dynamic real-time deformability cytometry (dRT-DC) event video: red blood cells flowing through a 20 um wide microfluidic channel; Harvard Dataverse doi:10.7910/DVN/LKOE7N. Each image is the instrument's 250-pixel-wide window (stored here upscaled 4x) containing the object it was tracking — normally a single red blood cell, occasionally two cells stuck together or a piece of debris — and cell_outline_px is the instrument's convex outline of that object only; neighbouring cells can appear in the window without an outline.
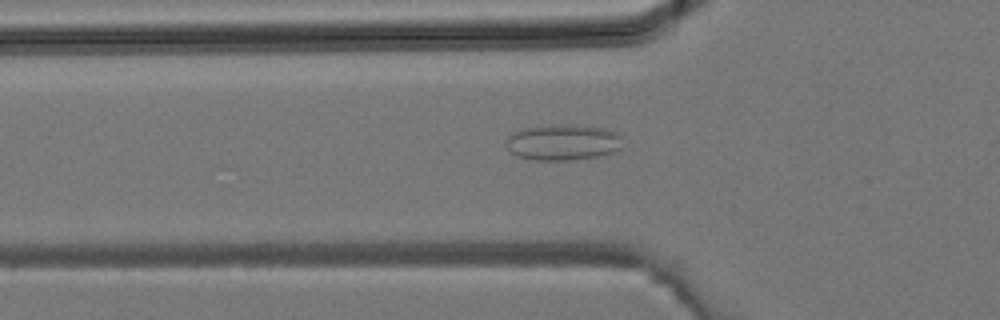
{"species": "common noctule bat (a hibernating species)", "species_latin": "Nyctalus noctula", "temperature_condition": "room temperature", "stored_images_in_passage": 38, "camera_frame_rate_fps": 3000, "um_per_image_px": 0.085, "animal": {"sex": "male", "body_mass_g": 19.2, "forearm_length_mm": 51.8}, "frame": {"image": 1, "passage_image": 13, "time_ms": 4.0, "image_size_px": [1000, 320], "cell_outline_px": [[620, 148], [612, 152], [596, 156], [568, 160], [532, 160], [516, 156], [508, 148], [508, 136], [512, 132], [520, 128], [552, 124], [564, 124], [604, 128], [616, 132], [620, 136]], "centroid_in_image_um": [47.8, 12.08], "position_along_channel_um": 78.0, "area_um2": 24.28}}
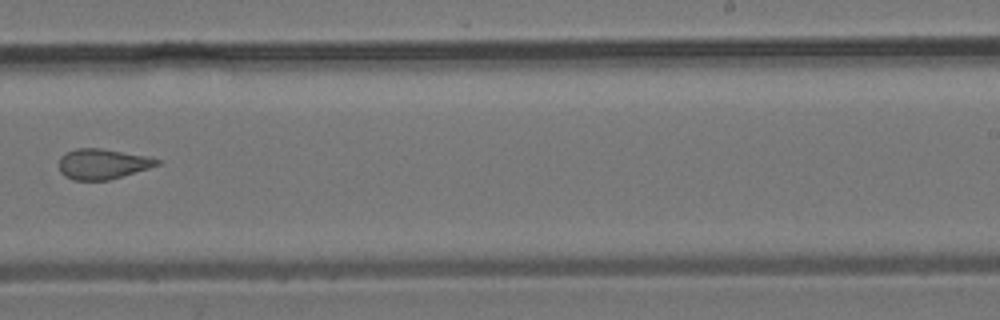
{"frame": {"image": 2, "passage_image": 24, "time_ms": 7.667, "image_size_px": [1000, 320], "cell_outline_px": [[160, 164], [148, 168], [108, 180], [72, 180], [64, 176], [60, 172], [60, 156], [76, 148], [100, 148], [148, 156], [160, 160]], "centroid_in_image_um": [8.7, 13.93], "position_along_channel_um": 280.3, "area_um2": 17.17}}
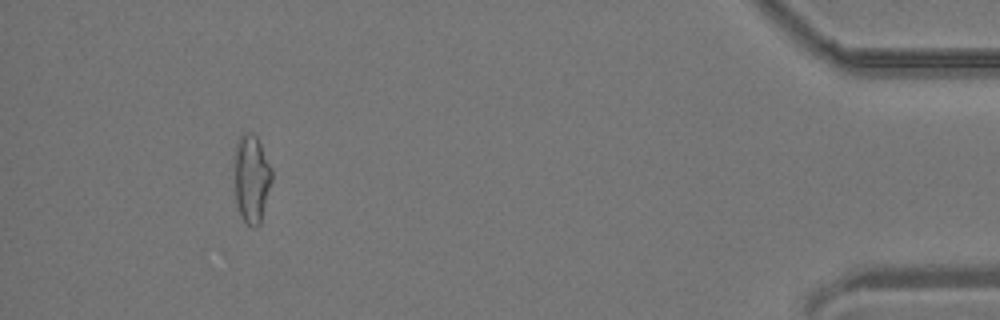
{"frame": {"image": 3, "passage_image": 35, "time_ms": 11.333, "image_size_px": [1000, 320], "cell_outline_px": [[272, 180], [260, 224], [256, 228], [252, 228], [240, 216], [236, 200], [236, 144], [240, 136], [244, 132], [252, 132], [256, 136], [272, 168]], "centroid_in_image_um": [21.41, 15.21], "position_along_channel_um": 413.8, "area_um2": 18.9}}